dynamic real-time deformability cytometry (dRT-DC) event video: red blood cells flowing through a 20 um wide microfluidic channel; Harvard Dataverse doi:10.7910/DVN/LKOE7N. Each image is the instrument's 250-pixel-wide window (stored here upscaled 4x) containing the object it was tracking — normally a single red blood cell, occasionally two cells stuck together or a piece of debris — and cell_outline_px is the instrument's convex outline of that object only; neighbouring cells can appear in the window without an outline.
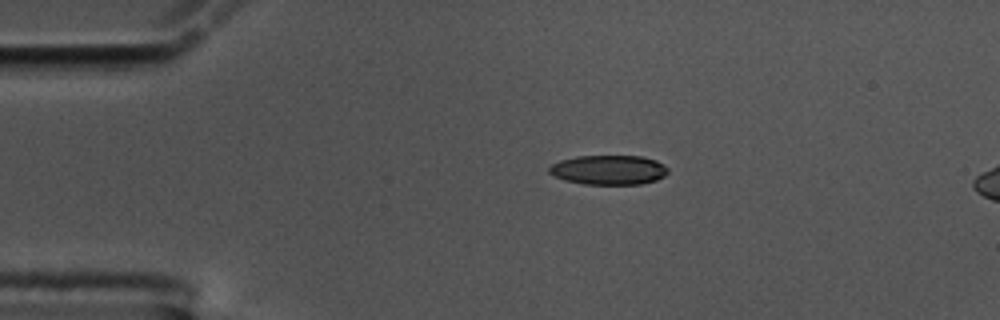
{"species": "common noctule bat (a hibernating species)", "species_latin": "Nyctalus noctula", "temperature_condition": "cold", "stored_images_in_passage": 7, "camera_frame_rate_fps": 3000, "um_per_image_px": 0.085, "animal": {"sex": "male", "body_mass_g": 17.5, "forearm_length_mm": 52.3}, "frame": {"image": 1, "passage_image": 1, "time_ms": 0.0, "image_size_px": [1000, 320], "cell_outline_px": [[668, 172], [664, 176], [656, 180], [640, 184], [584, 184], [564, 180], [552, 176], [548, 172], [548, 168], [552, 164], [560, 160], [576, 156], [640, 156], [656, 160], [664, 164], [668, 168]], "centroid_in_image_um": [51.72, 14.44], "position_along_channel_um": 33.3, "area_um2": 20.58}}